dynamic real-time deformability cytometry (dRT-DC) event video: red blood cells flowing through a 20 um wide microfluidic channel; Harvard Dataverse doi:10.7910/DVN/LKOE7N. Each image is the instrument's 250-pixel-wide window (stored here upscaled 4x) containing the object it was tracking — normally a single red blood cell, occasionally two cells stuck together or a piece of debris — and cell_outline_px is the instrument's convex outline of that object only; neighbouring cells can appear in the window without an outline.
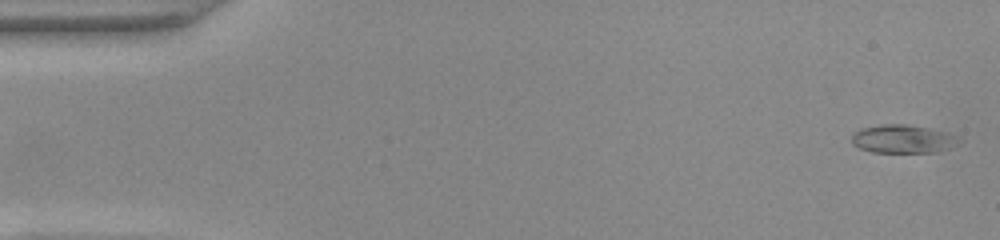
{"species": "common noctule bat (a hibernating species)", "species_latin": "Nyctalus noctula", "temperature_condition": "warm", "stored_images_in_passage": 49, "camera_frame_rate_fps": 3000, "um_per_image_px": 0.085, "animal": {"sex": "female", "body_mass_g": 22.0, "forearm_length_mm": 56.7}, "frame": {"image": 1, "passage_image": 1, "time_ms": 0.0, "image_size_px": [1000, 240], "cell_outline_px": [[964, 140], [960, 144], [936, 152], [872, 152], [860, 148], [852, 144], [852, 136], [860, 128], [880, 124], [908, 124], [948, 132]], "centroid_in_image_um": [76.79, 11.8], "position_along_channel_um": 8.2, "area_um2": 17.86}}
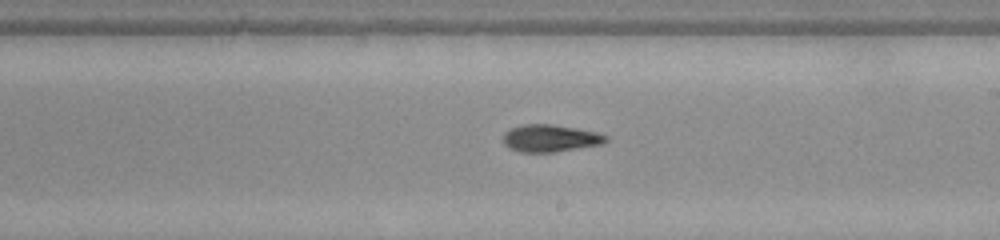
{"frame": {"image": 2, "passage_image": 28, "time_ms": 9.0, "image_size_px": [1000, 240], "cell_outline_px": [[608, 140], [604, 144], [556, 152], [520, 152], [508, 148], [504, 144], [504, 132], [512, 128], [524, 124], [552, 124], [576, 128], [596, 132], [608, 136]], "centroid_in_image_um": [46.79, 11.76], "position_along_channel_um": 242.2, "area_um2": 16.42}}
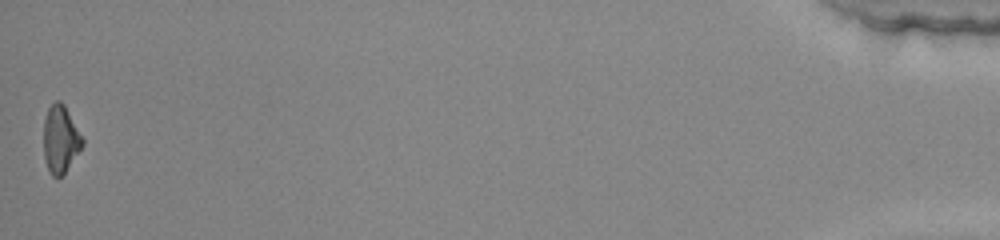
{"frame": {"image": 3, "passage_image": 49, "time_ms": 16.0, "image_size_px": [1000, 240], "cell_outline_px": [[84, 144], [64, 172], [60, 176], [52, 176], [48, 172], [44, 156], [44, 120], [48, 108], [56, 100], [60, 100], [64, 104], [84, 140]], "centroid_in_image_um": [5.13, 11.81], "position_along_channel_um": 430.1, "area_um2": 15.03}, "authors_computed_cell_mechanics": {"area_um2": 16.4152, "velocity_mm_per_s": 4.1188, "shape_relaxation_time_tau1_ms": 2.5372, "shape_relaxation_time_tau2_ms": 3.6612, "deformation_change_tau1": 0.1646, "deformation_change_tau2": 0.1283}}